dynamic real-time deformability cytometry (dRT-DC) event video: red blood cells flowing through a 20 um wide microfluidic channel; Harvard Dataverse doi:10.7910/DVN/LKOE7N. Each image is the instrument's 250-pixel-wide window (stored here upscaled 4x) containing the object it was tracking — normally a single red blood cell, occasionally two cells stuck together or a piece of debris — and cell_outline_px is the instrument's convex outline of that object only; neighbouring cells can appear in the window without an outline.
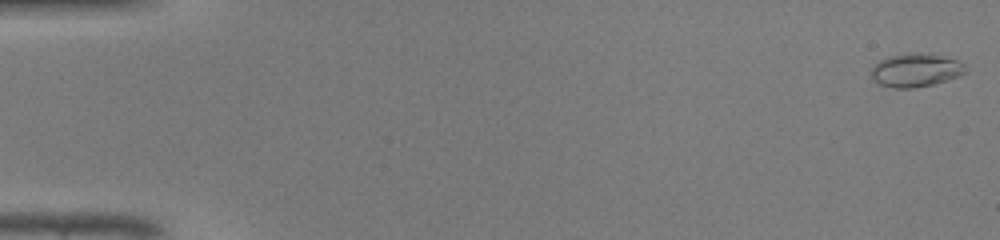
{"species": "common noctule bat (a hibernating species)", "species_latin": "Nyctalus noctula", "temperature_condition": "warm", "stored_images_in_passage": 47, "camera_frame_rate_fps": 3000, "um_per_image_px": 0.085, "animal": {"sex": "male", "body_mass_g": 19.0, "forearm_length_mm": 50.8}, "frame": {"image": 1, "passage_image": 1, "time_ms": 0.0, "image_size_px": [1000, 240], "cell_outline_px": [[968, 68], [964, 72], [956, 76], [932, 84], [912, 88], [892, 88], [880, 84], [872, 80], [872, 68], [880, 60], [888, 56], [940, 56], [956, 60], [964, 64]], "centroid_in_image_um": [77.8, 6.02], "position_along_channel_um": 7.2, "area_um2": 17.22}}
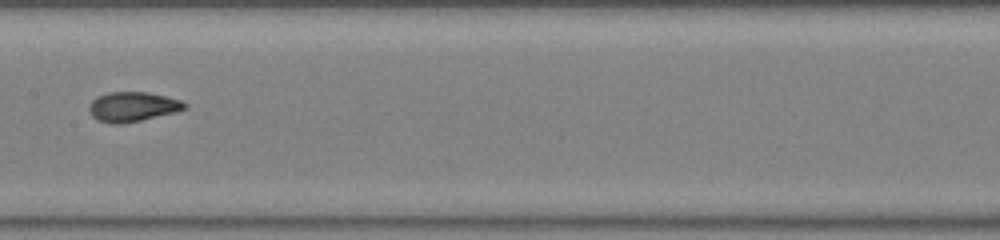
{"frame": {"image": 2, "passage_image": 25, "time_ms": 8.0, "image_size_px": [1000, 240], "cell_outline_px": [[188, 108], [176, 112], [124, 124], [112, 124], [96, 120], [92, 116], [88, 108], [92, 100], [96, 96], [108, 92], [148, 92], [180, 100], [188, 104]], "centroid_in_image_um": [11.26, 9.08], "position_along_channel_um": 196.1, "area_um2": 16.7}}
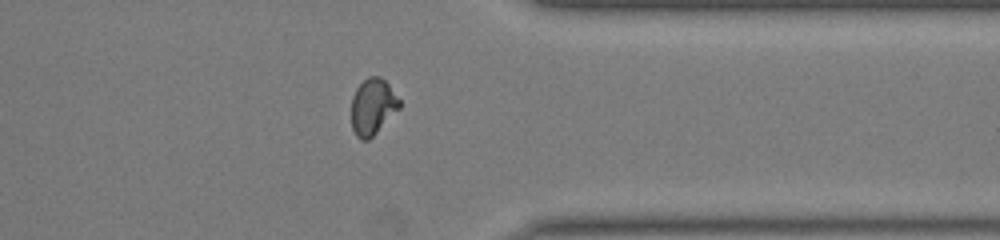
{"frame": {"image": 3, "passage_image": 38, "time_ms": 12.333, "image_size_px": [1000, 240], "cell_outline_px": [[400, 108], [368, 140], [360, 140], [356, 136], [352, 128], [352, 96], [356, 88], [368, 76], [380, 76], [388, 84], [400, 100]], "centroid_in_image_um": [31.67, 9.06], "position_along_channel_um": 379.7, "area_um2": 15.61}, "authors_computed_cell_mechanics": {"area_um2": 16.2996, "velocity_mm_per_s": 4.3521, "shape_relaxation_time_tau1_ms": 8.3885, "shape_relaxation_time_tau2_ms": null, "deformation_change_tau1": 0.2973, "deformation_change_tau2": null}}